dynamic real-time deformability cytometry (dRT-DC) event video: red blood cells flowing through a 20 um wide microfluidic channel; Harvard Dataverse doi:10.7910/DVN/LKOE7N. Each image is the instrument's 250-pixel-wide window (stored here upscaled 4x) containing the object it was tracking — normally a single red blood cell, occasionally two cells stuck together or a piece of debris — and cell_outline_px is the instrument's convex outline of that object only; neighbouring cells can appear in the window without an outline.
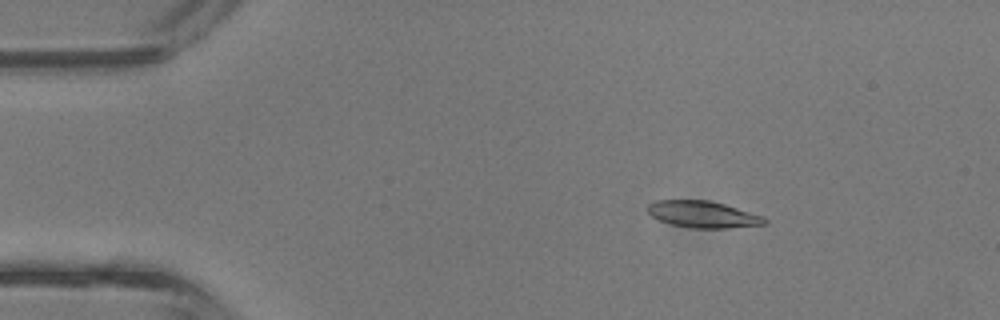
{"species": "common noctule bat (a hibernating species)", "species_latin": "Nyctalus noctula", "temperature_condition": "room temperature", "stored_images_in_passage": 3, "camera_frame_rate_fps": 3000, "um_per_image_px": 0.085, "animal": {"sex": "male", "body_mass_g": 13.3}, "frame": {"image": 1, "passage_image": 1, "time_ms": 0.0, "image_size_px": [1000, 320], "cell_outline_px": [[768, 224], [728, 228], [692, 228], [672, 224], [660, 220], [652, 216], [644, 208], [648, 204], [656, 200], [708, 200], [724, 204], [764, 216], [768, 220]], "centroid_in_image_um": [59.76, 18.22], "position_along_channel_um": 25.2, "area_um2": 18.26}}
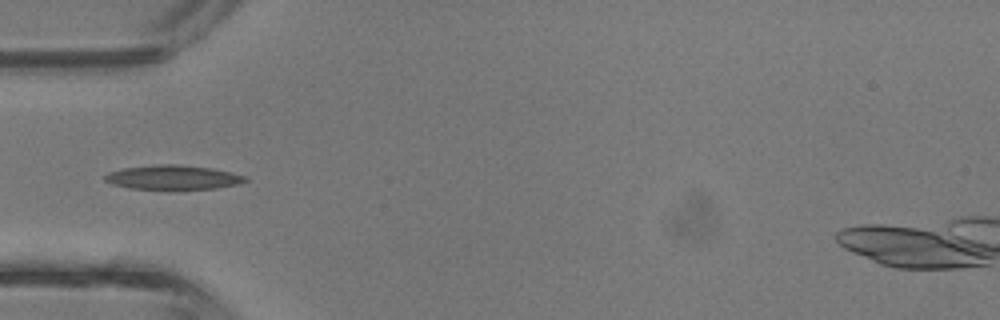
{"frame": {"image": 2, "passage_image": 3, "time_ms": 0.667, "image_size_px": [1000, 320], "cell_outline_px": [[248, 180], [236, 184], [216, 188], [168, 192], [128, 188], [112, 184], [104, 180], [104, 176], [108, 172], [124, 168], [160, 164], [180, 164], [212, 168], [232, 172], [244, 176]], "centroid_in_image_um": [14.67, 15.12], "position_along_channel_um": 70.3, "area_um2": 20.75}}